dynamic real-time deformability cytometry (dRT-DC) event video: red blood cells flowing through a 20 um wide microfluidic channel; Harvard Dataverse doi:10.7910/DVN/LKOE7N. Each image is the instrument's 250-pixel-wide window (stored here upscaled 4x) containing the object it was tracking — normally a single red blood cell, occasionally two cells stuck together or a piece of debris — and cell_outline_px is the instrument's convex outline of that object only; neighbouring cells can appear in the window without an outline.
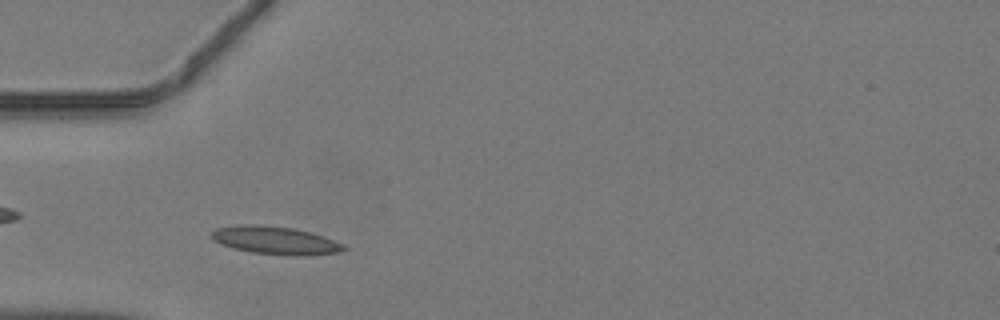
{"species": "common noctule bat (a hibernating species)", "species_latin": "Nyctalus noctula", "temperature_condition": "warm", "stored_images_in_passage": 38, "camera_frame_rate_fps": 3000, "um_per_image_px": 0.085, "animal": {"sex": "male", "body_mass_g": 19.2, "forearm_length_mm": 51.8}, "frame": {"image": 1, "passage_image": 6, "time_ms": 1.667, "image_size_px": [1000, 320], "cell_outline_px": [[348, 248], [344, 252], [308, 256], [288, 256], [252, 252], [232, 248], [212, 240], [212, 232], [216, 228], [240, 224], [256, 224], [292, 228], [312, 232], [324, 236], [344, 244]], "centroid_in_image_um": [23.47, 20.44], "position_along_channel_um": 61.5, "area_um2": 21.91}}
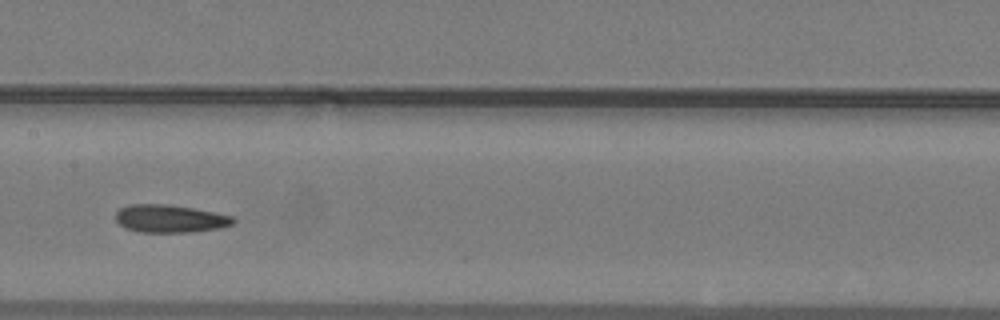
{"frame": {"image": 2, "passage_image": 15, "time_ms": 4.667, "image_size_px": [1000, 320], "cell_outline_px": [[236, 220], [232, 224], [220, 228], [192, 232], [140, 232], [124, 228], [116, 220], [116, 212], [120, 208], [128, 204], [168, 204], [192, 208], [232, 216]], "centroid_in_image_um": [14.42, 18.58], "position_along_channel_um": 193.0, "area_um2": 19.02}}
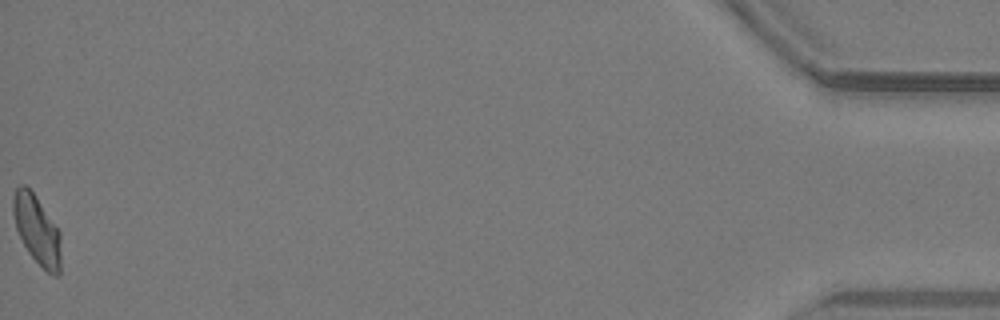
{"frame": {"image": 3, "passage_image": 38, "time_ms": 12.333, "image_size_px": [1000, 320], "cell_outline_px": [[60, 272], [56, 276], [48, 272], [28, 252], [16, 228], [12, 212], [12, 200], [16, 188], [20, 184], [24, 184], [36, 196], [60, 232]], "centroid_in_image_um": [3.12, 19.5], "position_along_channel_um": 432.1, "area_um2": 18.9}}